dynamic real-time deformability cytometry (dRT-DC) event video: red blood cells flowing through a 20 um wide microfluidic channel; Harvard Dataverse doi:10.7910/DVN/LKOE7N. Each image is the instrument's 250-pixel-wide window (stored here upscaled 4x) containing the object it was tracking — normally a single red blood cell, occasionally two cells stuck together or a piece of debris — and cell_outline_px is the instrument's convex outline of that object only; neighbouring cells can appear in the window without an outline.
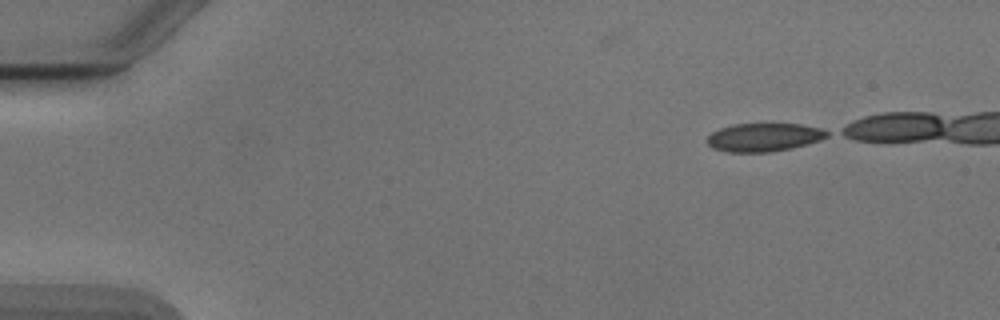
{"species": "Egyptian fruit bat (a non-hibernating species)", "species_latin": "Rousettus aegyptiacus", "temperature_condition": "cold", "stored_images_in_passage": 3, "camera_frame_rate_fps": 3000, "um_per_image_px": 0.085, "animal": {"sex": "male"}, "frame": {"image": 1, "passage_image": 3, "time_ms": 0.667, "image_size_px": [1000, 320], "cell_outline_px": [[828, 136], [820, 140], [808, 144], [792, 148], [772, 152], [728, 152], [712, 148], [708, 144], [708, 136], [712, 132], [720, 128], [736, 124], [800, 124], [820, 128], [828, 132]], "centroid_in_image_um": [64.94, 11.68], "position_along_channel_um": 20.1, "area_um2": 19.71}}